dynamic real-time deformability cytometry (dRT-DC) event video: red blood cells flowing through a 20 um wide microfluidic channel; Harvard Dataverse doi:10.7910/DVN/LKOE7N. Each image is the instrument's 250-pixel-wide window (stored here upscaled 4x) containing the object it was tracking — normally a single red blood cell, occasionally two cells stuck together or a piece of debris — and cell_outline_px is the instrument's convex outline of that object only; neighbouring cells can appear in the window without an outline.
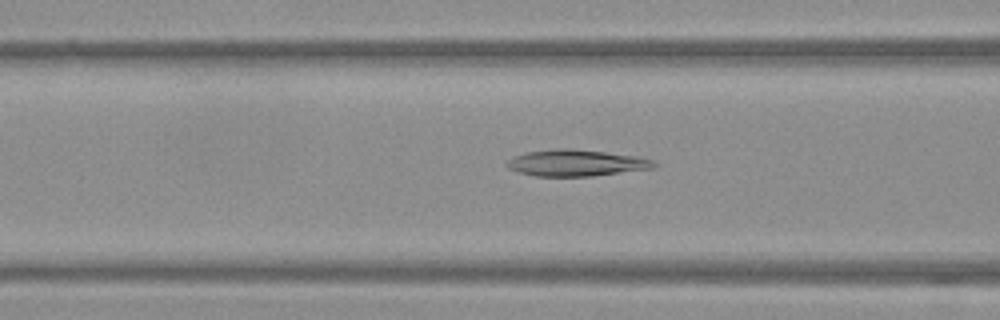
{"species": "Egyptian fruit bat (a non-hibernating species)", "species_latin": "Rousettus aegyptiacus", "temperature_condition": "warm", "stored_images_in_passage": 53, "camera_frame_rate_fps": 3000, "um_per_image_px": 0.085, "frame": {"image": 1, "passage_image": 21, "time_ms": 6.667, "image_size_px": [1000, 320], "cell_outline_px": [[656, 168], [592, 176], [536, 176], [520, 172], [508, 168], [504, 164], [508, 160], [516, 156], [528, 152], [556, 148], [572, 148], [640, 156], [652, 160], [656, 164]], "centroid_in_image_um": [49.02, 13.84], "position_along_channel_um": 117.6, "area_um2": 22.72}}
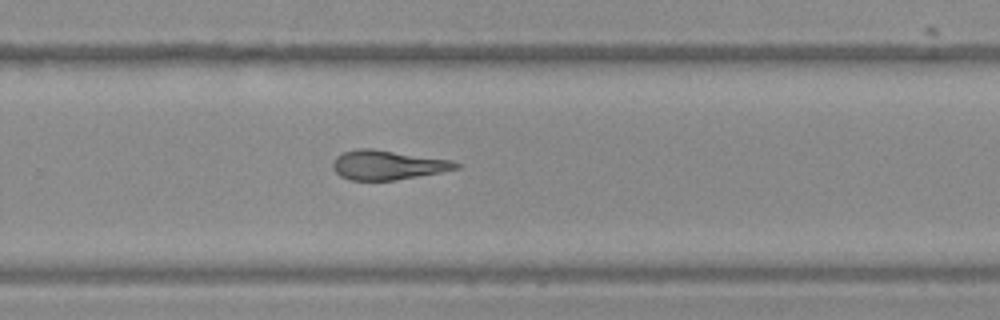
{"frame": {"image": 2, "passage_image": 35, "time_ms": 11.333, "image_size_px": [1000, 320], "cell_outline_px": [[460, 168], [440, 172], [396, 180], [348, 180], [340, 176], [332, 168], [332, 164], [336, 156], [344, 152], [356, 148], [372, 148], [452, 160], [460, 164]], "centroid_in_image_um": [32.92, 14.02], "position_along_channel_um": 296.9, "area_um2": 21.15}}
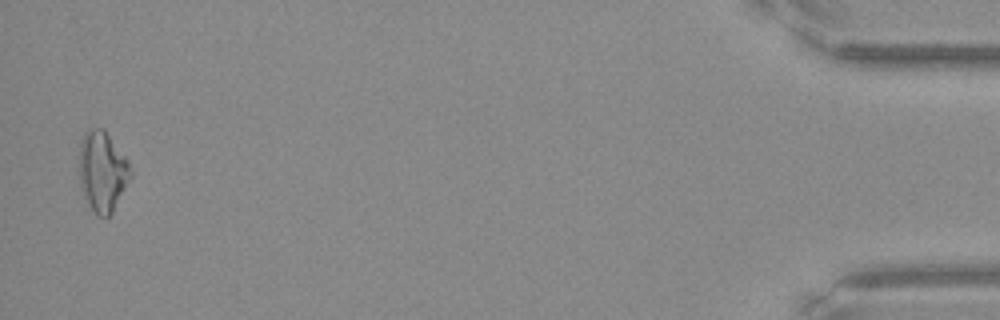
{"frame": {"image": 3, "passage_image": 52, "time_ms": 17.0, "image_size_px": [1000, 320], "cell_outline_px": [[132, 176], [112, 212], [108, 216], [100, 216], [88, 204], [84, 196], [80, 184], [76, 168], [80, 140], [84, 132], [88, 128], [104, 128], [128, 160], [132, 172]], "centroid_in_image_um": [8.66, 14.5], "position_along_channel_um": 426.5, "area_um2": 24.57}, "authors_computed_cell_mechanics": {"area_um2": 22.0218, "velocity_mm_per_s": 3.8483, "shape_relaxation_time_tau1_ms": null, "shape_relaxation_time_tau2_ms": 4.6899, "deformation_change_tau1": null, "deformation_change_tau2": 0.1377}}